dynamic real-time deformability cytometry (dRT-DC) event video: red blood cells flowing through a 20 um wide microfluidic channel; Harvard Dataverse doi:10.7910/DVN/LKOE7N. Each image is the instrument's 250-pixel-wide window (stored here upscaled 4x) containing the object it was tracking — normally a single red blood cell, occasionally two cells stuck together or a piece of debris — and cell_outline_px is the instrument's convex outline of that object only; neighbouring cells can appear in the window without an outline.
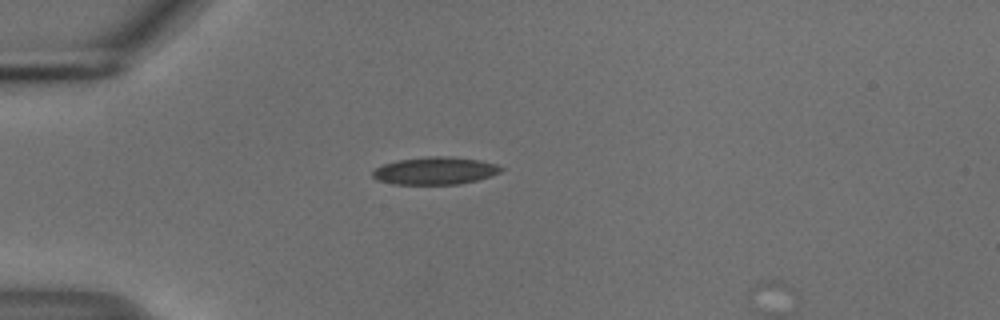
{"species": "common noctule bat (a hibernating species)", "species_latin": "Nyctalus noctula", "temperature_condition": "cold", "stored_images_in_passage": 5, "camera_frame_rate_fps": 3000, "um_per_image_px": 0.085, "animal": {"sex": "male", "body_mass_g": 18.8}, "frame": {"image": 1, "passage_image": 4, "time_ms": 1.0, "image_size_px": [1000, 320], "cell_outline_px": [[504, 168], [500, 172], [476, 180], [460, 184], [392, 184], [376, 180], [372, 176], [372, 172], [376, 168], [384, 164], [400, 160], [428, 156], [448, 156], [480, 160], [496, 164]], "centroid_in_image_um": [36.97, 14.51], "position_along_channel_um": 48.0, "area_um2": 20.46}}